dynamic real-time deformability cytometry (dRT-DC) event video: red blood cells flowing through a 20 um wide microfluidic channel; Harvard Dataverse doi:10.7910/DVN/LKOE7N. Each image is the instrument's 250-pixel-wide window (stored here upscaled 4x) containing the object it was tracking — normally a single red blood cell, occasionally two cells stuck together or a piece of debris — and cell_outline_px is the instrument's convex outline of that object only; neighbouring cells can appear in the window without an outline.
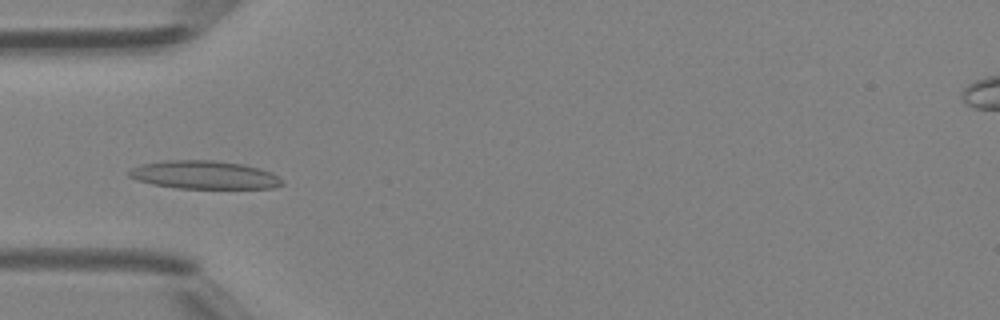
{"species": "Egyptian fruit bat (a non-hibernating species)", "species_latin": "Rousettus aegyptiacus", "temperature_condition": "room temperature", "stored_images_in_passage": 34, "camera_frame_rate_fps": 3000, "um_per_image_px": 0.085, "animal": {"sex": "female"}, "frame": {"image": 1, "passage_image": 3, "time_ms": 0.667, "image_size_px": [1000, 320], "cell_outline_px": [[284, 184], [272, 188], [176, 188], [152, 184], [136, 180], [128, 176], [128, 172], [132, 168], [140, 164], [164, 160], [212, 160], [244, 164], [260, 168], [272, 172], [280, 176], [284, 180]], "centroid_in_image_um": [17.38, 14.86], "position_along_channel_um": 67.6, "area_um2": 25.43}}
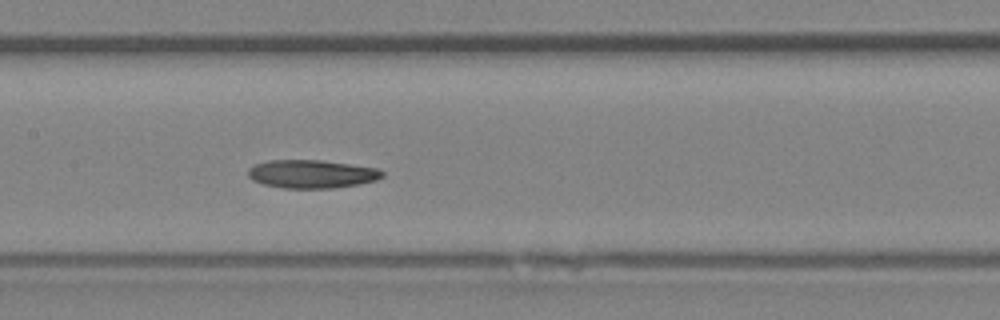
{"frame": {"image": 2, "passage_image": 11, "time_ms": 3.333, "image_size_px": [1000, 320], "cell_outline_px": [[384, 176], [376, 180], [360, 184], [332, 188], [284, 188], [264, 184], [252, 180], [248, 176], [248, 168], [256, 164], [268, 160], [320, 160], [380, 168], [384, 172]], "centroid_in_image_um": [26.52, 14.78], "position_along_channel_um": 180.9, "area_um2": 22.2}}
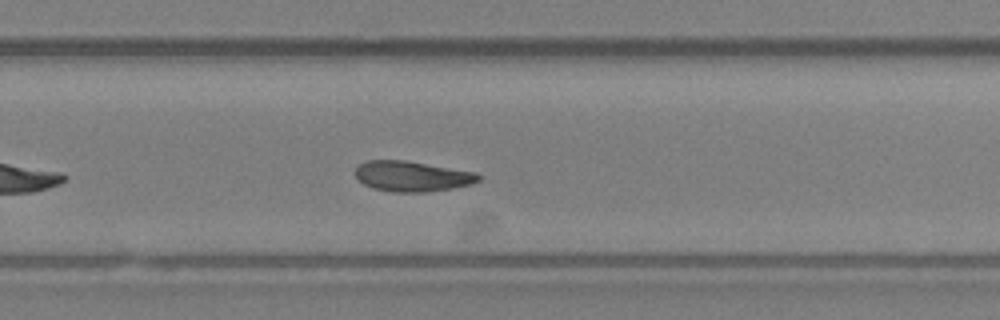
{"frame": {"image": 3, "passage_image": 19, "time_ms": 6.0, "image_size_px": [1000, 320], "cell_outline_px": [[480, 180], [472, 184], [452, 188], [424, 192], [392, 192], [372, 188], [364, 184], [356, 176], [356, 168], [360, 164], [368, 160], [404, 160], [476, 172], [480, 176]], "centroid_in_image_um": [35.03, 14.98], "position_along_channel_um": 294.8, "area_um2": 21.68}, "authors_computed_cell_mechanics": {"area_um2": 21.675, "velocity_mm_per_s": 4.2812, "shape_relaxation_time_tau1_ms": 3.5841, "shape_relaxation_time_tau2_ms": 3.8669, "deformation_change_tau1": 0.1355, "deformation_change_tau2": 0.105}}